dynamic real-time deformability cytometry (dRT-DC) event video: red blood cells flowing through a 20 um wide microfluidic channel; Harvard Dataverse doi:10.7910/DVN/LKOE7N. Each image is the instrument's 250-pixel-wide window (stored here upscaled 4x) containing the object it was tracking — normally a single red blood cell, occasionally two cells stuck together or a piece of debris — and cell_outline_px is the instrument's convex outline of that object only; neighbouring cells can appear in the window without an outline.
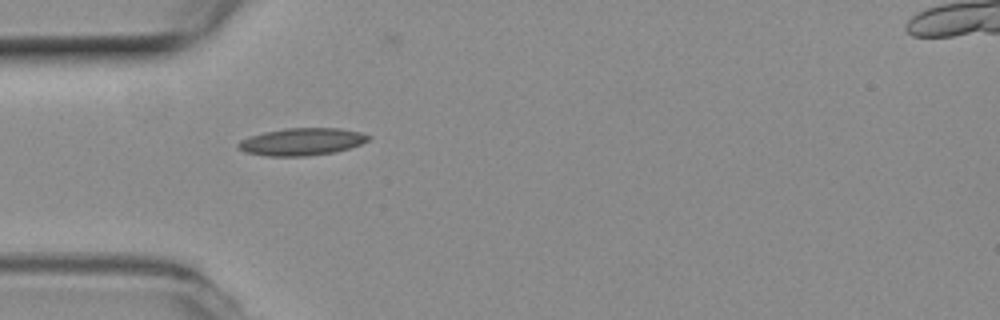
{"species": "common noctule bat (a hibernating species)", "species_latin": "Nyctalus noctula", "temperature_condition": "room temperature", "stored_images_in_passage": 40, "camera_frame_rate_fps": 3000, "um_per_image_px": 0.085, "animal": {"sex": "female", "body_mass_g": 19.3, "forearm_length_mm": 54.1}, "frame": {"image": 1, "passage_image": 1, "time_ms": 0.0, "image_size_px": [1000, 320], "cell_outline_px": [[372, 136], [368, 140], [360, 144], [336, 152], [304, 156], [268, 156], [244, 152], [236, 148], [236, 144], [240, 140], [264, 132], [284, 128], [340, 128], [360, 132]], "centroid_in_image_um": [25.63, 12.04], "position_along_channel_um": 59.4, "area_um2": 20.75}}
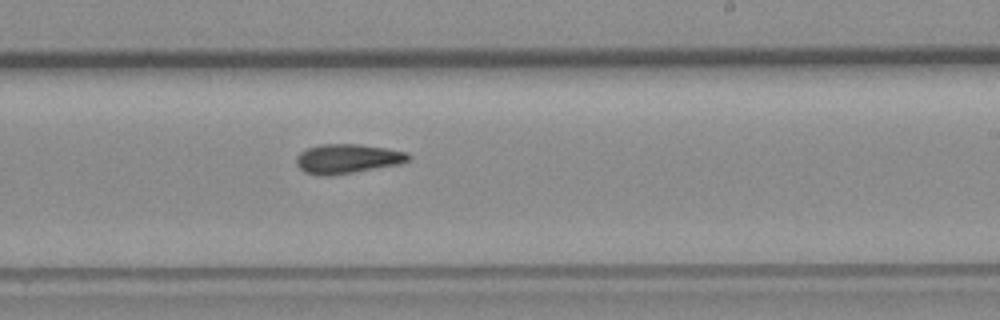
{"frame": {"image": 2, "passage_image": 17, "time_ms": 5.333, "image_size_px": [1000, 320], "cell_outline_px": [[412, 156], [408, 160], [400, 164], [332, 176], [320, 176], [304, 172], [296, 164], [296, 156], [300, 152], [308, 148], [320, 144], [360, 144], [408, 152]], "centroid_in_image_um": [29.52, 13.5], "position_along_channel_um": 259.5, "area_um2": 19.36}}
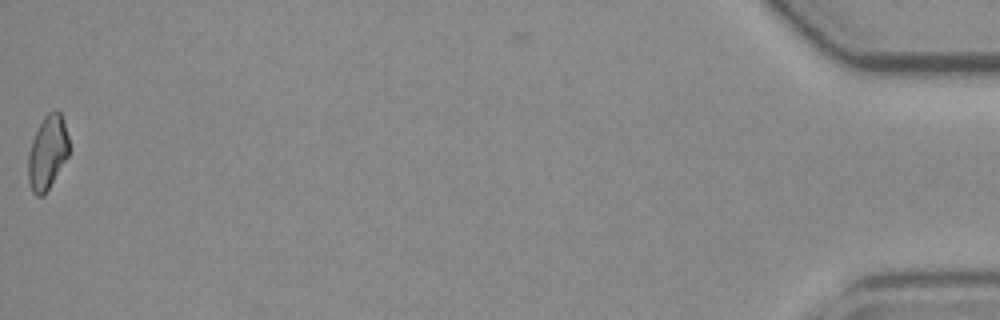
{"frame": {"image": 3, "passage_image": 39, "time_ms": 12.667, "image_size_px": [1000, 320], "cell_outline_px": [[68, 156], [44, 196], [36, 196], [32, 192], [28, 180], [28, 152], [32, 140], [44, 116], [48, 112], [56, 108], [60, 112], [68, 136]], "centroid_in_image_um": [4.02, 12.97], "position_along_channel_um": 431.2, "area_um2": 17.51}, "authors_computed_cell_mechanics": {"area_um2": 18.4093, "velocity_mm_per_s": 3.7959, "shape_relaxation_time_tau1_ms": null, "shape_relaxation_time_tau2_ms": 8.1087, "deformation_change_tau1": null, "deformation_change_tau2": 0.1853}}